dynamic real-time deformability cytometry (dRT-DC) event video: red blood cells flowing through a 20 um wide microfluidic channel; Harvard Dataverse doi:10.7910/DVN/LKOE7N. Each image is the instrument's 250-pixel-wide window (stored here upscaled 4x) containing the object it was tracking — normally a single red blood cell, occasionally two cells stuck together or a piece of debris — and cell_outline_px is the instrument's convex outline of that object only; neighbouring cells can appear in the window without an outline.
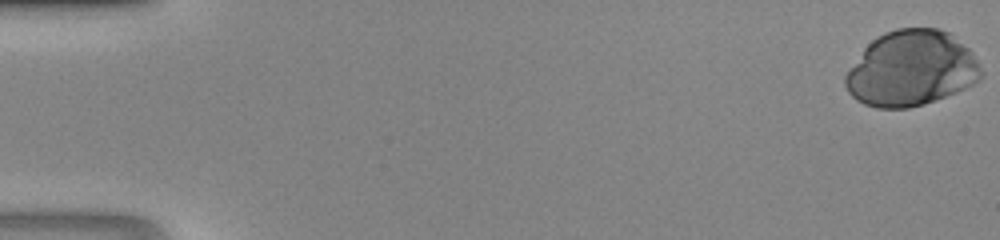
{"species": "human", "species_latin": "Homo sapiens", "temperature_condition": "room temperature", "stored_images_in_passage": 40, "camera_frame_rate_fps": 3000, "um_per_image_px": 0.085, "donor": {"sex": "male"}, "frame": {"image": 1, "passage_image": 1, "time_ms": 0.0, "image_size_px": [1000, 240], "cell_outline_px": [[984, 72], [980, 80], [956, 92], [936, 100], [924, 104], [908, 108], [876, 108], [864, 104], [856, 100], [848, 92], [844, 84], [844, 76], [864, 48], [876, 36], [884, 32], [896, 28], [940, 28], [948, 32], [968, 48], [972, 52]], "centroid_in_image_um": [77.45, 5.83], "position_along_channel_um": 7.5, "area_um2": 59.82}}
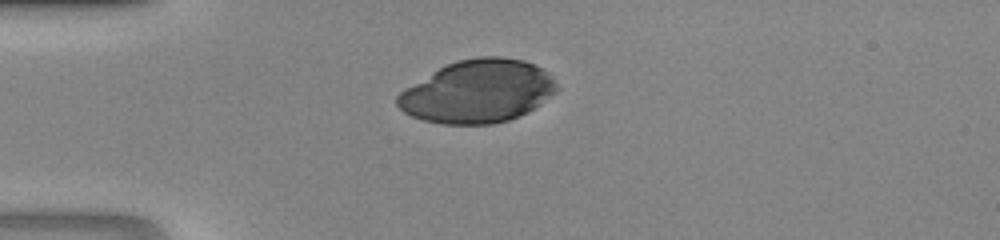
{"frame": {"image": 2, "passage_image": 14, "time_ms": 4.333, "image_size_px": [1000, 240], "cell_outline_px": [[556, 92], [540, 104], [508, 120], [492, 124], [440, 124], [424, 120], [412, 116], [404, 112], [396, 104], [396, 96], [404, 88], [440, 68], [456, 60], [476, 56], [500, 56], [524, 60], [548, 72], [556, 84]], "centroid_in_image_um": [40.58, 7.76], "position_along_channel_um": 44.4, "area_um2": 57.97}}